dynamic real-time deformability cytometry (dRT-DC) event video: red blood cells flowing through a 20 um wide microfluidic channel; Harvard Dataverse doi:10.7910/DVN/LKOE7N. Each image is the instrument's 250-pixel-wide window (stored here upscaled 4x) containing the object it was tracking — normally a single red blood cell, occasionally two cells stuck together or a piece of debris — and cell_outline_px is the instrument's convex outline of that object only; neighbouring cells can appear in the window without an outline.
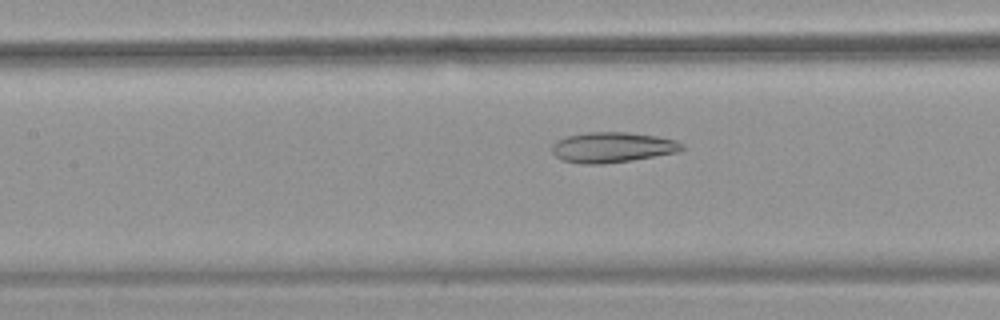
{"species": "common noctule bat (a hibernating species)", "species_latin": "Nyctalus noctula", "temperature_condition": "warm", "stored_images_in_passage": 54, "camera_frame_rate_fps": 3000, "um_per_image_px": 0.085, "animal": {"sex": "female", "body_mass_g": 18.4}, "frame": {"image": 1, "passage_image": 25, "time_ms": 8.0, "image_size_px": [1000, 320], "cell_outline_px": [[684, 148], [680, 152], [632, 160], [604, 164], [580, 164], [560, 160], [552, 152], [552, 144], [556, 140], [568, 136], [584, 132], [628, 132], [656, 136], [676, 140], [684, 144]], "centroid_in_image_um": [52.05, 12.53], "position_along_channel_um": 155.4, "area_um2": 23.29}}
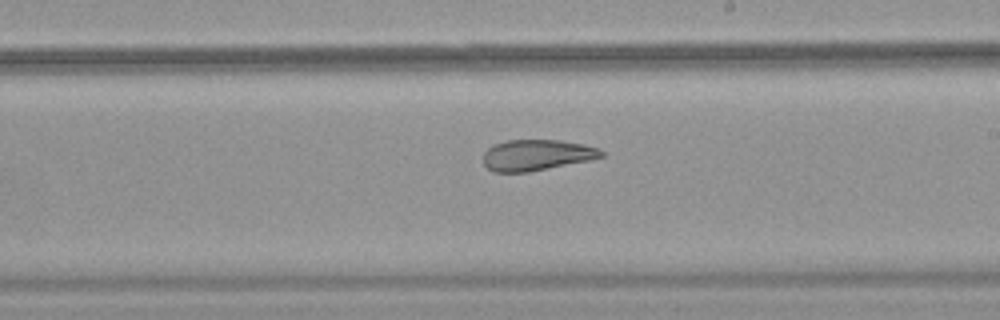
{"frame": {"image": 2, "passage_image": 32, "time_ms": 10.333, "image_size_px": [1000, 320], "cell_outline_px": [[604, 156], [588, 160], [528, 172], [492, 172], [484, 164], [484, 152], [492, 144], [508, 140], [560, 140], [584, 144], [600, 148], [604, 152]], "centroid_in_image_um": [45.61, 13.17], "position_along_channel_um": 243.4, "area_um2": 21.27}}
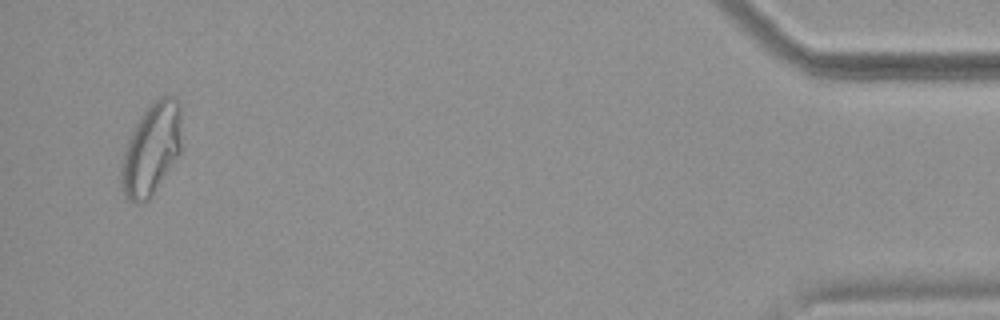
{"frame": {"image": 3, "passage_image": 52, "time_ms": 17.0, "image_size_px": [1000, 320], "cell_outline_px": [[180, 152], [152, 196], [148, 200], [140, 204], [132, 204], [124, 196], [120, 184], [120, 164], [128, 140], [140, 116], [160, 96], [176, 96], [180, 104]], "centroid_in_image_um": [12.84, 12.74], "position_along_channel_um": 422.4, "area_um2": 32.25}, "authors_computed_cell_mechanics": {"area_um2": 28.9, "velocity_mm_per_s": 3.8004, "shape_relaxation_time_tau1_ms": null, "shape_relaxation_time_tau2_ms": 1.8598, "deformation_change_tau1": null, "deformation_change_tau2": 0.0918}}